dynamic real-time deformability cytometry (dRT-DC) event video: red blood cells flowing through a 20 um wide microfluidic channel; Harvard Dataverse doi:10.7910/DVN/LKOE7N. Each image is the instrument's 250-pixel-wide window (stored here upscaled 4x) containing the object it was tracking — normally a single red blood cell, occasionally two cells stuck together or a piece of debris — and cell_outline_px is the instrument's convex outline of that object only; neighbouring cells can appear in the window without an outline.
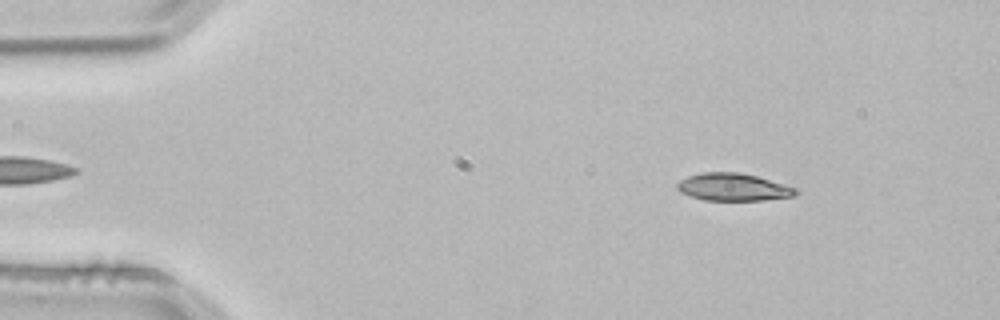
{"species": "common noctule bat (a hibernating species)", "species_latin": "Nyctalus noctula", "temperature_condition": "room temperature", "stored_images_in_passage": 3, "camera_frame_rate_fps": 3000, "um_per_image_px": 0.085, "animal": {"sex": "male", "body_mass_g": 21.5, "forearm_length_mm": 52.0}, "frame": {"image": 1, "passage_image": 1, "time_ms": 0.0, "image_size_px": [1000, 320], "cell_outline_px": [[800, 192], [796, 196], [764, 200], [704, 200], [680, 192], [676, 188], [676, 184], [680, 180], [688, 176], [700, 172], [740, 172], [756, 176], [784, 184], [796, 188]], "centroid_in_image_um": [62.33, 15.9], "position_along_channel_um": 22.7, "area_um2": 19.07}}
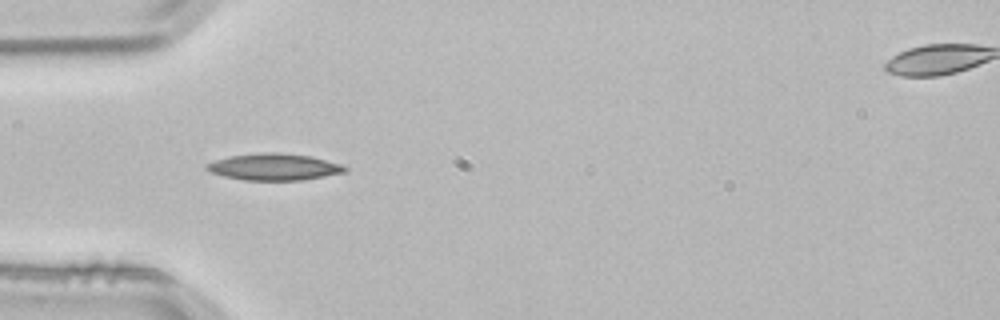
{"frame": {"image": 2, "passage_image": 3, "time_ms": 0.667, "image_size_px": [1000, 320], "cell_outline_px": [[348, 168], [344, 172], [324, 176], [300, 180], [244, 180], [224, 176], [212, 172], [204, 168], [208, 164], [216, 160], [228, 156], [264, 152], [276, 152], [312, 156], [340, 164]], "centroid_in_image_um": [23.29, 14.18], "position_along_channel_um": 61.7, "area_um2": 21.27}}